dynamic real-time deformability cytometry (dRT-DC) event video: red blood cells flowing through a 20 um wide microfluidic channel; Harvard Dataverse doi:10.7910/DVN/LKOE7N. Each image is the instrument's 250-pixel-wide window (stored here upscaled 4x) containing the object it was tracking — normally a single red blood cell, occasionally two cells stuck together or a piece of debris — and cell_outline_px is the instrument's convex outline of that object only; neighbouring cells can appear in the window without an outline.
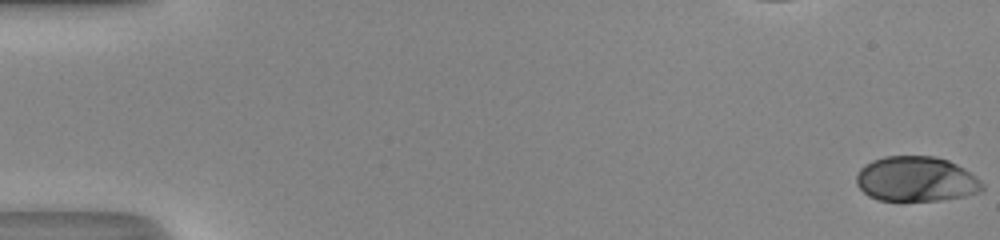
{"species": "human", "species_latin": "Homo sapiens", "temperature_condition": "room temperature", "stored_images_in_passage": 51, "camera_frame_rate_fps": 3000, "um_per_image_px": 0.085, "donor": {"sex": "male"}, "frame": {"image": 1, "passage_image": 1, "time_ms": 0.0, "image_size_px": [1000, 240], "cell_outline_px": [[984, 188], [980, 192], [964, 196], [940, 200], [880, 200], [868, 196], [856, 184], [856, 176], [860, 168], [872, 160], [884, 156], [936, 156], [948, 160], [964, 168], [976, 176], [984, 184]], "centroid_in_image_um": [77.88, 15.21], "position_along_channel_um": 7.1, "area_um2": 33.12}}
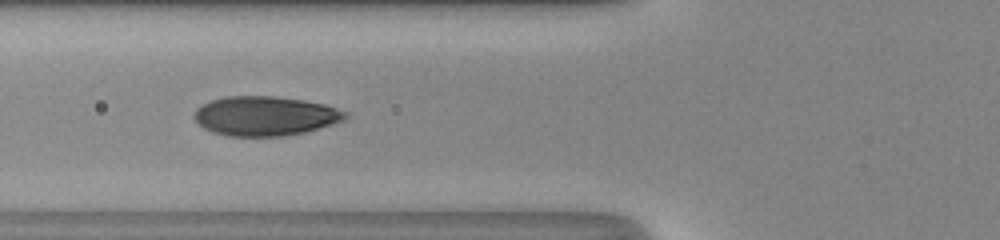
{"frame": {"image": 2, "passage_image": 21, "time_ms": 6.667, "image_size_px": [1000, 240], "cell_outline_px": [[348, 116], [344, 120], [332, 124], [304, 132], [280, 136], [228, 136], [212, 132], [196, 124], [192, 116], [196, 108], [212, 100], [228, 96], [272, 96], [304, 100], [324, 104], [348, 112]], "centroid_in_image_um": [22.5, 9.86], "position_along_channel_um": 103.3, "area_um2": 34.74}}
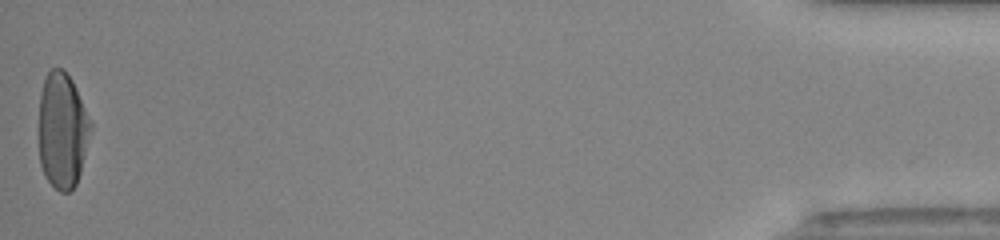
{"frame": {"image": 3, "passage_image": 51, "time_ms": 16.667, "image_size_px": [1000, 240], "cell_outline_px": [[92, 128], [80, 172], [76, 184], [68, 192], [60, 192], [44, 176], [40, 164], [40, 92], [44, 80], [48, 72], [52, 68], [60, 68], [72, 80], [92, 120]], "centroid_in_image_um": [5.32, 11.09], "position_along_channel_um": 429.9, "area_um2": 34.8}, "authors_computed_cell_mechanics": {"area_um2": 34.0442, "velocity_mm_per_s": 4.2186, "shape_relaxation_time_tau1_ms": 3.2338, "shape_relaxation_time_tau2_ms": null, "deformation_change_tau1": 0.1977, "deformation_change_tau2": null}}